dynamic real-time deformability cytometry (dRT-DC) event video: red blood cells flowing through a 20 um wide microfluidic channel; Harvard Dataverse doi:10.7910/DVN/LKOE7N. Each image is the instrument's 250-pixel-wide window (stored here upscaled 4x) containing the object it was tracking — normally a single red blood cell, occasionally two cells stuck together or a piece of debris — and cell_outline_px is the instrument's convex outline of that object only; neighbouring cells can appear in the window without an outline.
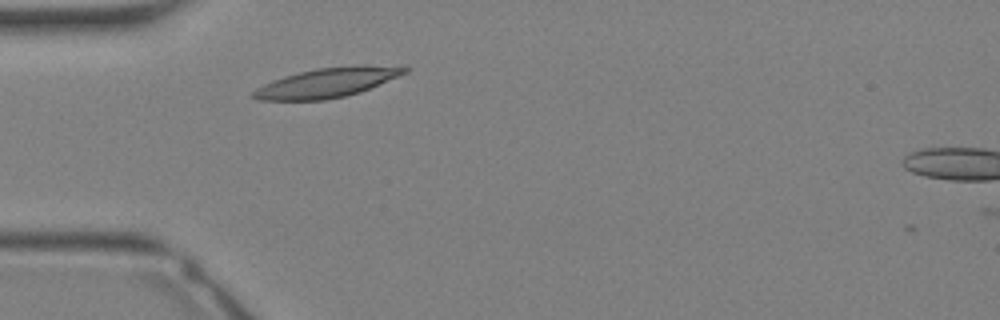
{"species": "Egyptian fruit bat (a non-hibernating species)", "species_latin": "Rousettus aegyptiacus", "temperature_condition": "warm", "stored_images_in_passage": 2, "camera_frame_rate_fps": 3000, "um_per_image_px": 0.085, "animal": {"sex": "female"}, "frame": {"image": 1, "passage_image": 1, "time_ms": 0.0, "image_size_px": [1000, 320], "cell_outline_px": [[412, 68], [408, 72], [360, 92], [344, 96], [324, 100], [260, 100], [252, 96], [252, 92], [256, 88], [264, 84], [284, 76], [316, 68], [364, 64], [408, 64]], "centroid_in_image_um": [27.96, 6.98], "position_along_channel_um": 57.0, "area_um2": 26.47}}